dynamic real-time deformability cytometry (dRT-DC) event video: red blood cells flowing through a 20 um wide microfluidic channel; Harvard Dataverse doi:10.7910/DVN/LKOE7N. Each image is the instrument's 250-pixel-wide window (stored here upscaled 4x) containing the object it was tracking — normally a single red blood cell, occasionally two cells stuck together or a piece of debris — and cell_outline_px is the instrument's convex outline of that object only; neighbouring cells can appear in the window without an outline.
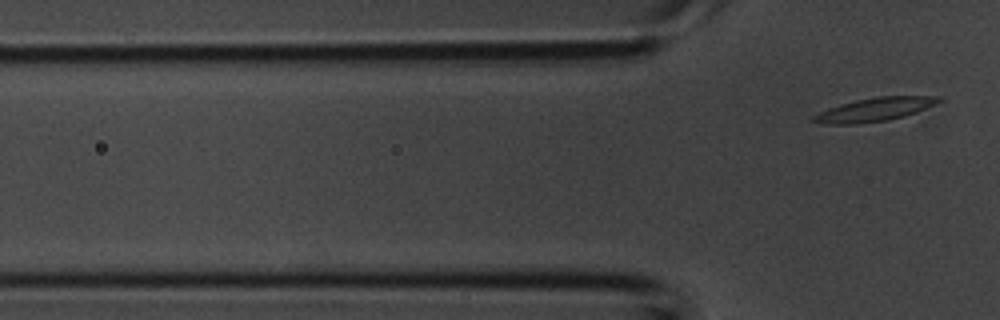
{"species": "common noctule bat (a hibernating species)", "species_latin": "Nyctalus noctula", "temperature_condition": "room temperature", "stored_images_in_passage": 3, "segment_of_instrument_passage": [2, 2], "camera_frame_rate_fps": 3000, "um_per_image_px": 0.085, "animal": {"sex": "male", "body_mass_g": 20.1, "forearm_length_mm": 53.5}, "frame": {"image": 1, "passage_image": 3, "time_ms": 0.667, "image_size_px": [1000, 320], "cell_outline_px": [[940, 100], [916, 112], [904, 116], [888, 120], [856, 124], [824, 124], [812, 120], [812, 116], [828, 108], [840, 104], [856, 100], [876, 96], [940, 96]], "centroid_in_image_um": [74.28, 9.31], "position_along_channel_um": 51.5, "area_um2": 16.88}}